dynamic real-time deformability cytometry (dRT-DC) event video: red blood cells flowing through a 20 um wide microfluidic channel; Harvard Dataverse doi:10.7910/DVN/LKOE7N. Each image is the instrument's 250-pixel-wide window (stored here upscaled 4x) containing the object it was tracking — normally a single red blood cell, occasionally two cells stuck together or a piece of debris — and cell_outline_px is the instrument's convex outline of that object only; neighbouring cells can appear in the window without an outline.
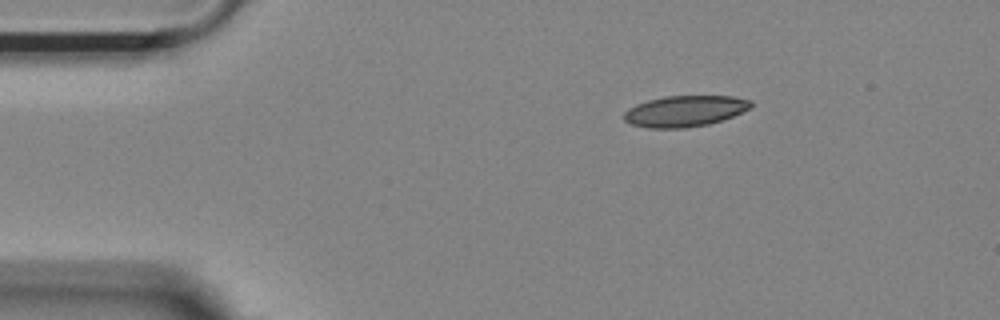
{"species": "Egyptian fruit bat (a non-hibernating species)", "species_latin": "Rousettus aegyptiacus", "temperature_condition": "room temperature", "stored_images_in_passage": 46, "camera_frame_rate_fps": 3000, "um_per_image_px": 0.085, "animal": {"sex": "female"}, "frame": {"image": 1, "passage_image": 1, "time_ms": 0.0, "image_size_px": [1000, 320], "cell_outline_px": [[752, 104], [748, 108], [732, 116], [708, 124], [684, 128], [648, 128], [632, 124], [624, 120], [624, 112], [628, 108], [636, 104], [648, 100], [664, 96], [732, 96], [752, 100]], "centroid_in_image_um": [58.17, 9.44], "position_along_channel_um": 26.8, "area_um2": 22.77}}
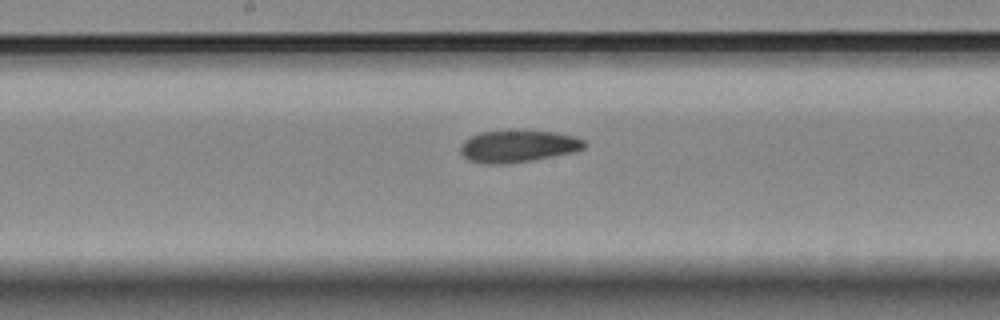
{"frame": {"image": 2, "passage_image": 20, "time_ms": 6.333, "image_size_px": [1000, 320], "cell_outline_px": [[588, 144], [584, 148], [576, 152], [532, 160], [504, 164], [484, 164], [468, 160], [460, 152], [460, 144], [464, 140], [480, 132], [556, 132], [572, 136], [584, 140]], "centroid_in_image_um": [44.03, 12.46], "position_along_channel_um": 204.2, "area_um2": 22.83}}
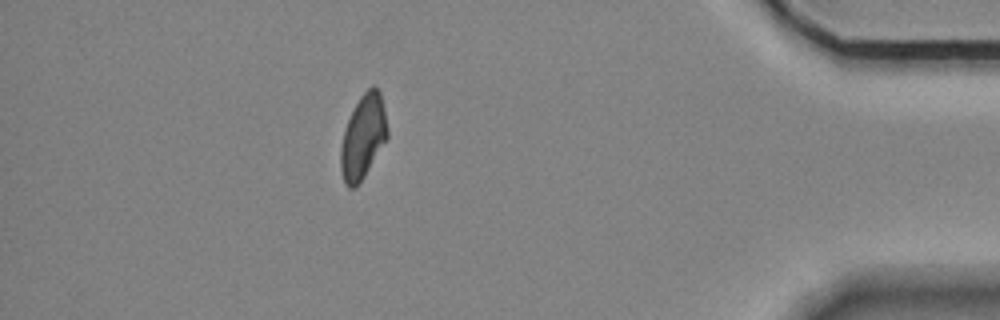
{"frame": {"image": 3, "passage_image": 40, "time_ms": 13.0, "image_size_px": [1000, 320], "cell_outline_px": [[388, 136], [364, 176], [356, 188], [348, 188], [344, 184], [340, 168], [340, 148], [344, 128], [360, 96], [372, 84], [380, 92], [384, 108], [388, 128]], "centroid_in_image_um": [30.84, 11.65], "position_along_channel_um": 404.4, "area_um2": 22.77}, "authors_computed_cell_mechanics": {"area_um2": 23.2067, "velocity_mm_per_s": 3.6838, "shape_relaxation_time_tau1_ms": null, "shape_relaxation_time_tau2_ms": 5.584, "deformation_change_tau1": null, "deformation_change_tau2": 0.1167}}